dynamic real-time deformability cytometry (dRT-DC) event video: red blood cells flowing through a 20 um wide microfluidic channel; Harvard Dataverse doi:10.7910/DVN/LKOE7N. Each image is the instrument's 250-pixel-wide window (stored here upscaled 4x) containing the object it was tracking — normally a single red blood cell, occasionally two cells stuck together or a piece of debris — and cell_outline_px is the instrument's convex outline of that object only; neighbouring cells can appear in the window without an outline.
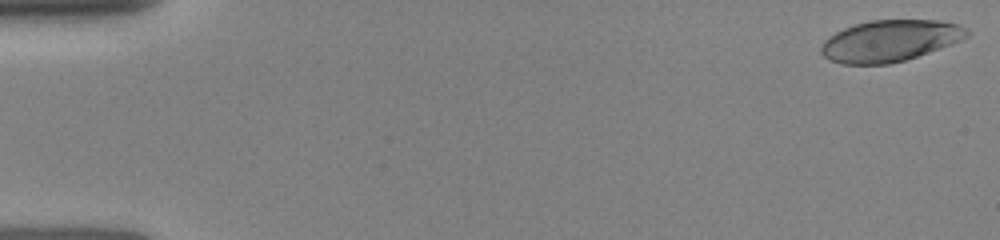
{"species": "human", "species_latin": "Homo sapiens", "temperature_condition": "room temperature", "stored_images_in_passage": 8, "camera_frame_rate_fps": 3000, "um_per_image_px": 0.085, "donor": {"sex": "female"}, "frame": {"image": 1, "passage_image": 1, "time_ms": 0.0, "image_size_px": [1000, 240], "cell_outline_px": [[968, 36], [960, 40], [940, 48], [904, 60], [888, 64], [840, 64], [828, 60], [820, 52], [820, 44], [824, 40], [836, 32], [844, 28], [856, 24], [872, 20], [936, 20], [956, 24], [968, 28]], "centroid_in_image_um": [75.59, 3.47], "position_along_channel_um": 9.4, "area_um2": 35.03}}